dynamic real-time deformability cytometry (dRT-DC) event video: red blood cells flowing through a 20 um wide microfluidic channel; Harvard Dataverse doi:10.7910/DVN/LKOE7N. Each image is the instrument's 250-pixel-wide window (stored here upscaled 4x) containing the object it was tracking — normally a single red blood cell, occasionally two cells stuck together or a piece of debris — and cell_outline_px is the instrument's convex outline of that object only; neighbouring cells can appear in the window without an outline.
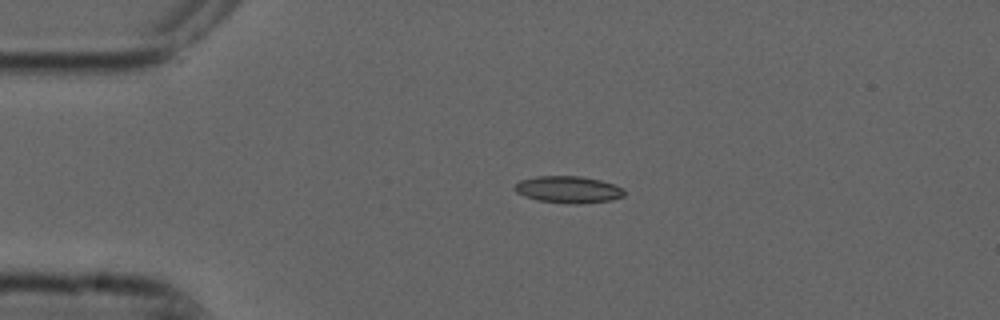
{"species": "common noctule bat (a hibernating species)", "species_latin": "Nyctalus noctula", "temperature_condition": "cold", "stored_images_in_passage": 1, "camera_frame_rate_fps": 3000, "um_per_image_px": 0.085, "animal": {"sex": "male", "forearm_length_mm": 52.5}, "frame": {"image": 1, "passage_image": 1, "time_ms": 0.0, "image_size_px": [1000, 320], "cell_outline_px": [[624, 196], [612, 200], [580, 204], [568, 204], [536, 200], [524, 196], [516, 192], [512, 188], [520, 180], [536, 176], [580, 176], [600, 180], [624, 188]], "centroid_in_image_um": [48.29, 16.12], "position_along_channel_um": 36.7, "area_um2": 17.34}}